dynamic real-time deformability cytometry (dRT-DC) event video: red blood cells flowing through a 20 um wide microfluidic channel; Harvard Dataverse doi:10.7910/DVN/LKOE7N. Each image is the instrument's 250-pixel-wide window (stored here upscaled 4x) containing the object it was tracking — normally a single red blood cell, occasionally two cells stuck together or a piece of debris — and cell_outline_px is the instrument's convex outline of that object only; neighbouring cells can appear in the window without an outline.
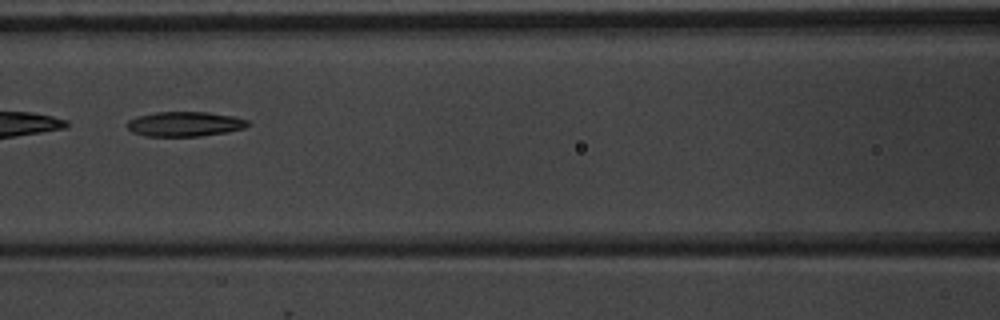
{"species": "common noctule bat (a hibernating species)", "species_latin": "Nyctalus noctula", "temperature_condition": "warm", "stored_images_in_passage": 9, "camera_frame_rate_fps": 3000, "um_per_image_px": 0.085, "animal": {"sex": "male", "body_mass_g": 20.1, "forearm_length_mm": 53.5}, "frame": {"image": 1, "passage_image": 7, "time_ms": 6.667, "image_size_px": [1000, 320], "cell_outline_px": [[252, 124], [244, 128], [228, 132], [200, 136], [144, 136], [132, 132], [128, 128], [128, 120], [136, 116], [156, 112], [208, 112], [236, 116], [248, 120]], "centroid_in_image_um": [15.75, 10.54], "position_along_channel_um": 150.9, "area_um2": 17.63}}
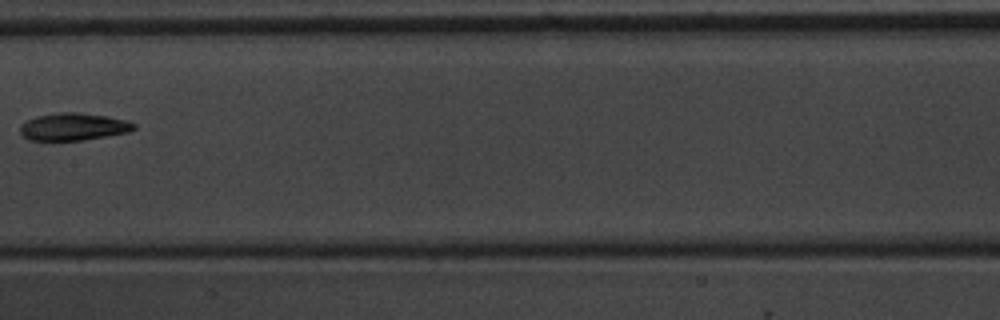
{"frame": {"image": 2, "passage_image": 8, "time_ms": 8.0, "image_size_px": [1000, 320], "cell_outline_px": [[136, 128], [128, 132], [84, 140], [28, 140], [20, 132], [20, 124], [36, 116], [60, 112], [76, 112], [108, 116], [128, 120], [136, 124]], "centroid_in_image_um": [6.26, 10.76], "position_along_channel_um": 201.1, "area_um2": 18.21}}
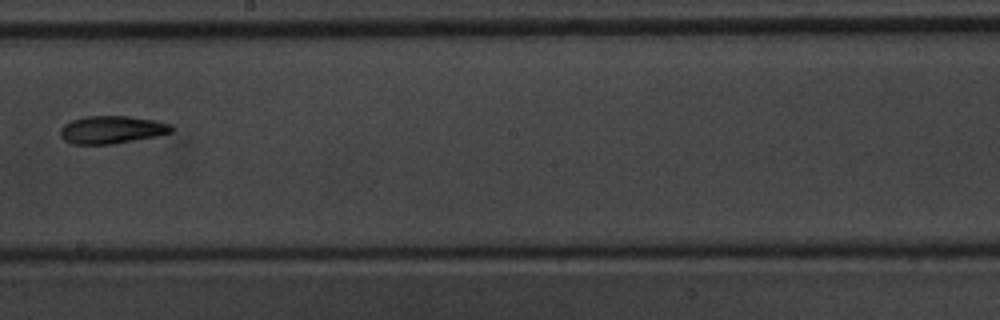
{"frame": {"image": 3, "passage_image": 9, "time_ms": 9.0, "image_size_px": [1000, 320], "cell_outline_px": [[172, 132], [156, 136], [112, 144], [72, 144], [64, 140], [60, 136], [60, 128], [64, 124], [72, 120], [84, 116], [128, 116], [156, 120], [172, 124]], "centroid_in_image_um": [9.48, 11.02], "position_along_channel_um": 238.7, "area_um2": 18.03}}